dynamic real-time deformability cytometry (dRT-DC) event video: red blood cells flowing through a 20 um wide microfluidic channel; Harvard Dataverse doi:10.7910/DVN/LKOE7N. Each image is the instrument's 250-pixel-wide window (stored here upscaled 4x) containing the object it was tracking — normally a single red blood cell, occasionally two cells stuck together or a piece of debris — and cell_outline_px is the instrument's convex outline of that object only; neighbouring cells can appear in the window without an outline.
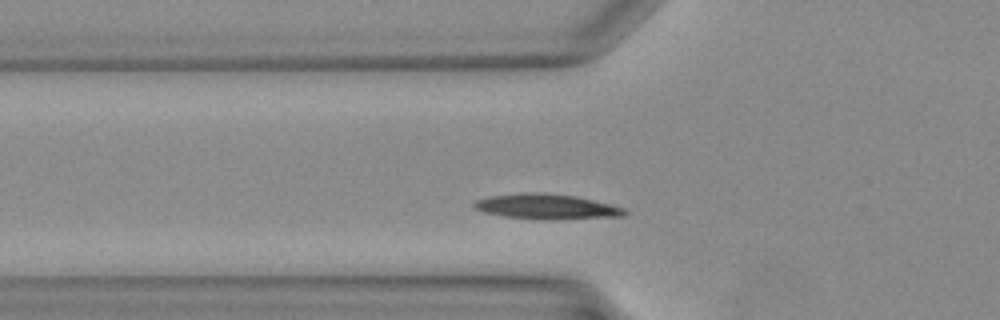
{"species": "Egyptian fruit bat (a non-hibernating species)", "species_latin": "Rousettus aegyptiacus", "temperature_condition": "warm", "stored_images_in_passage": 24, "camera_frame_rate_fps": 3000, "um_per_image_px": 0.085, "animal": {"sex": "female"}, "frame": {"image": 1, "passage_image": 3, "time_ms": 0.667, "image_size_px": [1000, 320], "cell_outline_px": [[628, 212], [624, 216], [556, 220], [540, 220], [504, 216], [484, 212], [472, 208], [472, 204], [476, 200], [492, 196], [524, 192], [528, 192], [576, 196], [624, 208]], "centroid_in_image_um": [46.44, 17.58], "position_along_channel_um": 79.4, "area_um2": 22.02}}
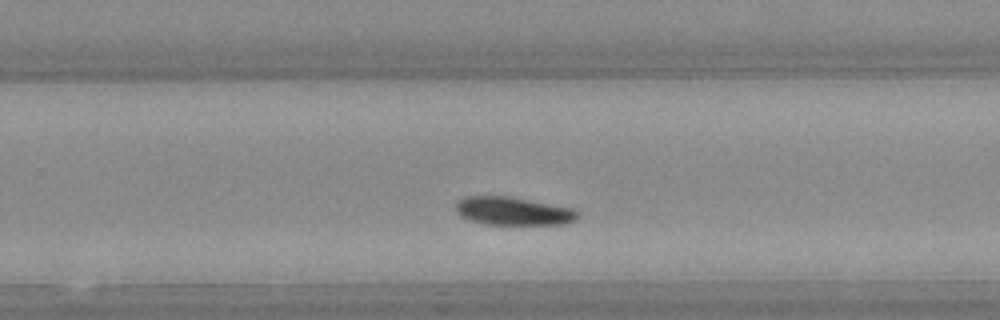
{"frame": {"image": 2, "passage_image": 15, "time_ms": 4.667, "image_size_px": [1000, 320], "cell_outline_px": [[576, 220], [568, 224], [484, 224], [468, 220], [460, 216], [456, 212], [456, 204], [460, 200], [468, 196], [504, 196], [568, 208], [576, 212]], "centroid_in_image_um": [43.53, 17.96], "position_along_channel_um": 286.3, "area_um2": 19.42}}
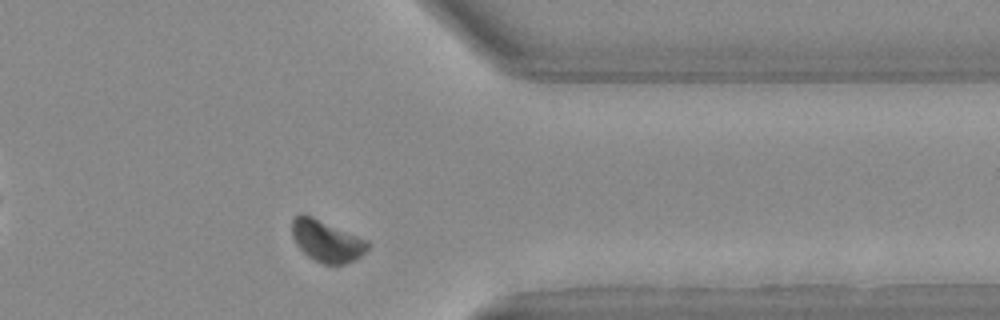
{"frame": {"image": 3, "passage_image": 21, "time_ms": 6.667, "image_size_px": [1000, 320], "cell_outline_px": [[368, 248], [360, 256], [344, 264], [324, 264], [308, 256], [296, 244], [292, 236], [292, 220], [300, 212], [304, 212], [368, 240]], "centroid_in_image_um": [27.74, 20.44], "position_along_channel_um": 383.7, "area_um2": 18.32}}